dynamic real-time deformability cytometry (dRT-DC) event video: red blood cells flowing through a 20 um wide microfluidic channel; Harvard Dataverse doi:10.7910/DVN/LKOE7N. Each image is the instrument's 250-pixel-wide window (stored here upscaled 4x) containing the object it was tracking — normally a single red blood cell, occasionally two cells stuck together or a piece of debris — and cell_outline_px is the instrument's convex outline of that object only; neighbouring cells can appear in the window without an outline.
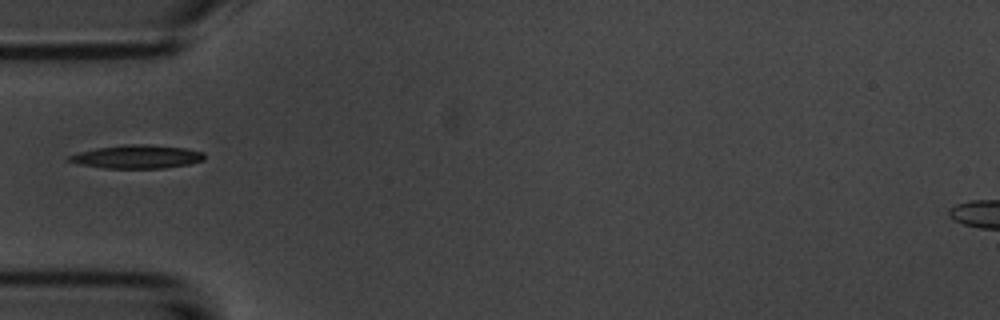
{"species": "common noctule bat (a hibernating species)", "species_latin": "Nyctalus noctula", "temperature_condition": "room temperature", "stored_images_in_passage": 6, "camera_frame_rate_fps": 3000, "um_per_image_px": 0.085, "animal": {"sex": "male", "body_mass_g": 20.1, "forearm_length_mm": 53.5}, "frame": {"image": 1, "passage_image": 6, "time_ms": 5.667, "image_size_px": [1000, 320], "cell_outline_px": [[204, 160], [188, 164], [164, 168], [104, 168], [80, 164], [64, 160], [64, 156], [96, 148], [124, 144], [148, 144], [188, 148], [204, 152]], "centroid_in_image_um": [11.61, 13.31], "position_along_channel_um": 73.4, "area_um2": 18.67}}